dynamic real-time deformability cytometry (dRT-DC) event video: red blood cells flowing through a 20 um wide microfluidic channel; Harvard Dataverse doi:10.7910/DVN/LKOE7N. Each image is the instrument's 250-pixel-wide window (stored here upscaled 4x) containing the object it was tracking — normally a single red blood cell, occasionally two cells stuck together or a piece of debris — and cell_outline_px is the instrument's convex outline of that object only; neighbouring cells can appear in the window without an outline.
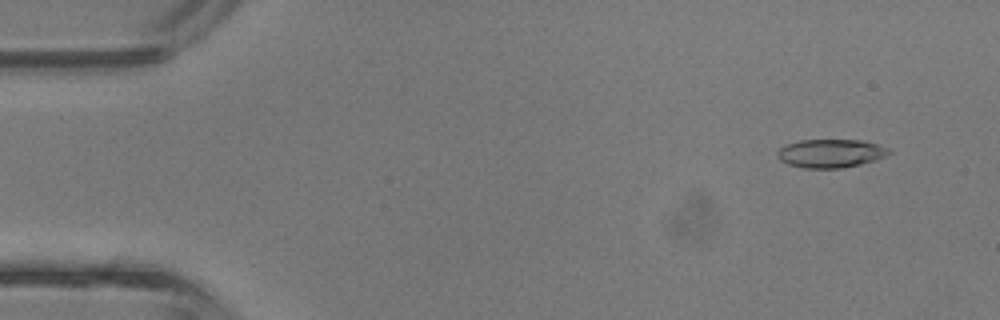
{"species": "common noctule bat (a hibernating species)", "species_latin": "Nyctalus noctula", "temperature_condition": "room temperature", "stored_images_in_passage": 11, "camera_frame_rate_fps": 3000, "um_per_image_px": 0.085, "animal": {"sex": "male", "body_mass_g": 13.3}, "frame": {"image": 1, "passage_image": 1, "time_ms": 0.0, "image_size_px": [1000, 320], "cell_outline_px": [[892, 152], [888, 156], [876, 160], [860, 164], [840, 168], [804, 168], [788, 164], [780, 160], [776, 156], [776, 152], [784, 144], [800, 140], [860, 140], [876, 144], [888, 148]], "centroid_in_image_um": [70.59, 13.03], "position_along_channel_um": 14.4, "area_um2": 18.61}}
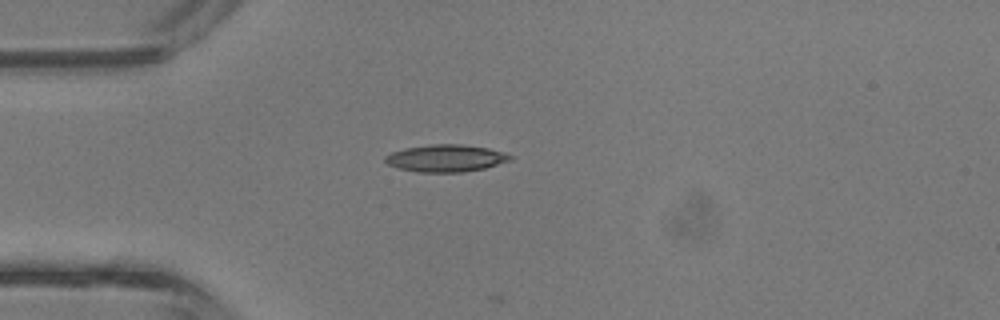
{"frame": {"image": 2, "passage_image": 9, "time_ms": 2.667, "image_size_px": [1000, 320], "cell_outline_px": [[516, 156], [512, 160], [484, 168], [464, 172], [420, 172], [400, 168], [388, 164], [384, 160], [384, 156], [392, 152], [404, 148], [432, 144], [460, 144], [488, 148], [504, 152]], "centroid_in_image_um": [37.94, 13.44], "position_along_channel_um": 47.1, "area_um2": 19.83}}